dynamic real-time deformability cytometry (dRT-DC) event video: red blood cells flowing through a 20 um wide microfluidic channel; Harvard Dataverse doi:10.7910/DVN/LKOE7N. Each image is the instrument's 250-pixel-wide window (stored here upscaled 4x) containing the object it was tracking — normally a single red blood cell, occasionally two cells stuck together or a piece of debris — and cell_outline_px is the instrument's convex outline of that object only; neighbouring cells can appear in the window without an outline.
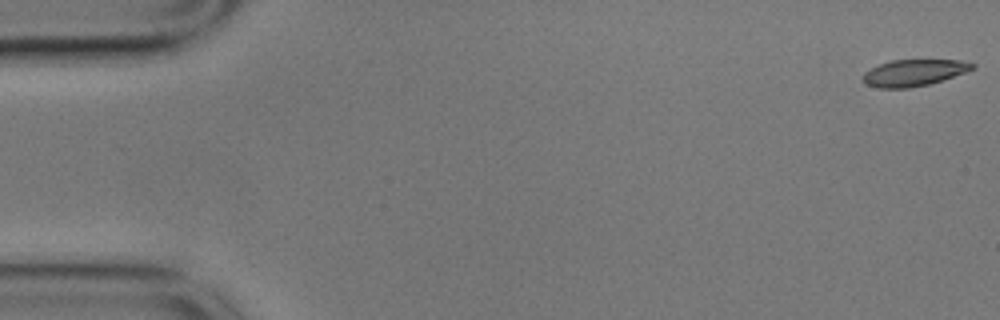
{"species": "common noctule bat (a hibernating species)", "species_latin": "Nyctalus noctula", "temperature_condition": "cold", "stored_images_in_passage": 56, "camera_frame_rate_fps": 3000, "um_per_image_px": 0.085, "animal": {"sex": "male", "body_mass_g": 17.9}, "frame": {"image": 1, "passage_image": 1, "time_ms": 0.0, "image_size_px": [1000, 320], "cell_outline_px": [[976, 68], [928, 84], [908, 88], [880, 88], [864, 84], [864, 72], [880, 64], [892, 60], [960, 60], [976, 64]], "centroid_in_image_um": [77.67, 6.18], "position_along_channel_um": 7.3, "area_um2": 16.65}}
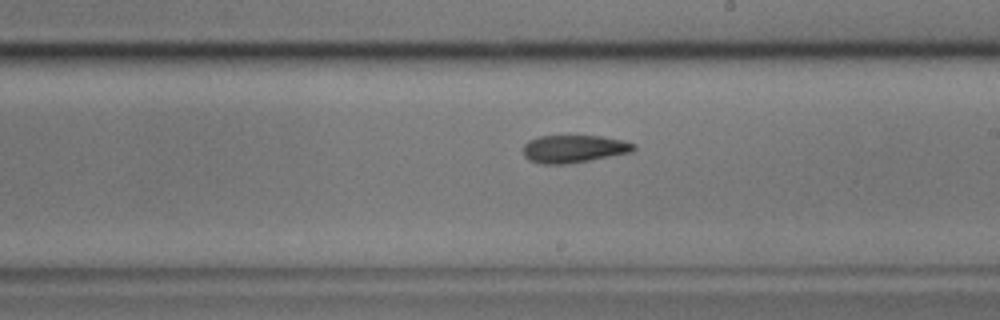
{"frame": {"image": 2, "passage_image": 32, "time_ms": 10.333, "image_size_px": [1000, 320], "cell_outline_px": [[636, 148], [632, 152], [588, 160], [564, 164], [540, 164], [528, 160], [524, 156], [524, 144], [528, 140], [540, 136], [600, 136], [624, 140], [636, 144]], "centroid_in_image_um": [48.77, 12.65], "position_along_channel_um": 240.2, "area_um2": 17.8}}
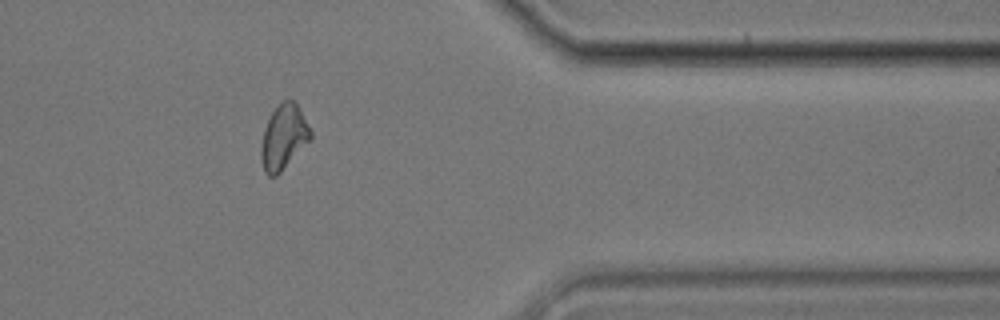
{"frame": {"image": 3, "passage_image": 46, "time_ms": 15.0, "image_size_px": [1000, 320], "cell_outline_px": [[312, 140], [276, 176], [268, 176], [264, 172], [260, 160], [260, 148], [264, 128], [272, 112], [288, 96], [296, 104], [312, 132]], "centroid_in_image_um": [24.1, 11.69], "position_along_channel_um": 387.3, "area_um2": 18.73}, "authors_computed_cell_mechanics": {"area_um2": 18.4382, "velocity_mm_per_s": 3.5501, "shape_relaxation_time_tau1_ms": 6.3086, "shape_relaxation_time_tau2_ms": 6.7163, "deformation_change_tau1": 0.1539, "deformation_change_tau2": 0.1433}}